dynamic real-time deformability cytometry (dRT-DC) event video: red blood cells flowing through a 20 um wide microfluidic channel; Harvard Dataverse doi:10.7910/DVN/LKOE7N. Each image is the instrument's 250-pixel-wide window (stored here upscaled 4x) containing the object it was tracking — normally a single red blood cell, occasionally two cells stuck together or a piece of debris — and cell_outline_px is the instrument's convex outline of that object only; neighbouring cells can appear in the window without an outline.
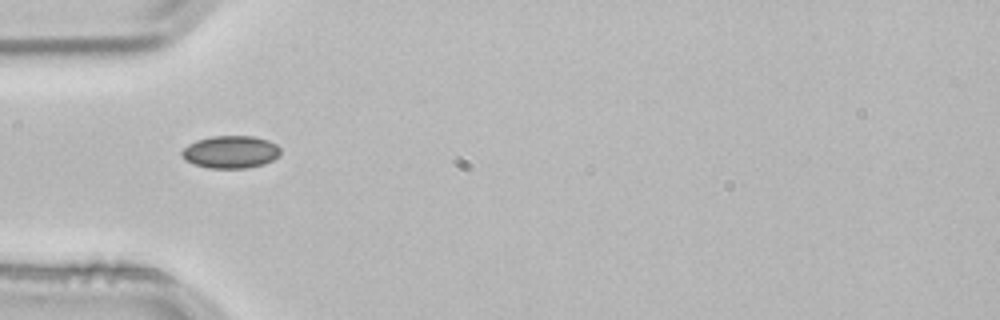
{"species": "common noctule bat (a hibernating species)", "species_latin": "Nyctalus noctula", "temperature_condition": "room temperature", "stored_images_in_passage": 1, "camera_frame_rate_fps": 3000, "um_per_image_px": 0.085, "animal": {"sex": "male", "body_mass_g": 21.5, "forearm_length_mm": 52.0}, "frame": {"image": 1, "passage_image": 1, "time_ms": 0.0, "image_size_px": [1000, 320], "cell_outline_px": [[280, 156], [264, 164], [244, 168], [208, 168], [184, 160], [180, 152], [188, 144], [196, 140], [212, 136], [252, 136], [268, 140], [276, 144], [280, 148]], "centroid_in_image_um": [19.6, 12.91], "position_along_channel_um": 65.4, "area_um2": 18.73}}